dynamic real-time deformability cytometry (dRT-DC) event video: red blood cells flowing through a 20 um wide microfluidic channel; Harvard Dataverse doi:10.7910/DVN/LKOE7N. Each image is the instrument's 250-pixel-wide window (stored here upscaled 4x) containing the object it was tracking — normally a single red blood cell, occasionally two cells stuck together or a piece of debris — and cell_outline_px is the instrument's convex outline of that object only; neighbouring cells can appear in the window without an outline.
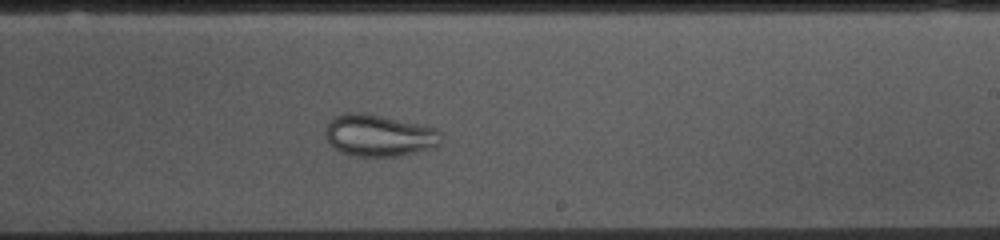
{"species": "common noctule bat (a hibernating species)", "species_latin": "Nyctalus noctula", "temperature_condition": "cold", "stored_images_in_passage": 54, "camera_frame_rate_fps": 3000, "um_per_image_px": 0.085, "animal": {"sex": "female", "body_mass_g": 10.0, "forearm_length_mm": 53.1}, "frame": {"image": 1, "passage_image": 31, "time_ms": 10.0, "image_size_px": [1000, 240], "cell_outline_px": [[444, 136], [440, 144], [436, 148], [400, 156], [352, 156], [340, 152], [332, 148], [328, 144], [324, 136], [324, 128], [328, 120], [344, 112], [364, 112], [424, 124], [436, 128], [444, 132]], "centroid_in_image_um": [32.23, 11.51], "position_along_channel_um": 256.8, "area_um2": 29.42}}
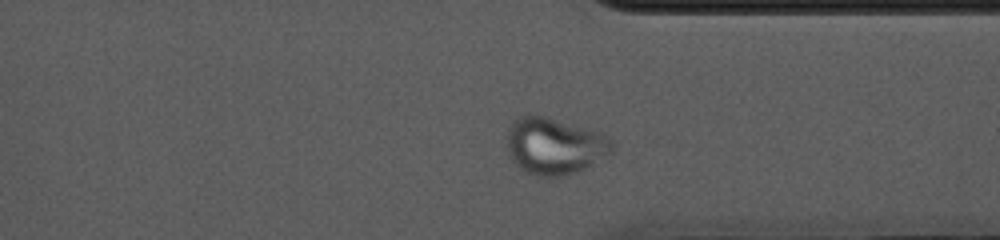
{"frame": {"image": 2, "passage_image": 40, "time_ms": 13.0, "image_size_px": [1000, 240], "cell_outline_px": [[612, 152], [584, 168], [576, 172], [564, 176], [536, 176], [524, 172], [512, 160], [508, 152], [504, 140], [508, 128], [516, 116], [528, 112], [544, 116], [584, 128], [608, 136], [612, 144]], "centroid_in_image_um": [47.02, 12.39], "position_along_channel_um": 364.4, "area_um2": 34.91}}
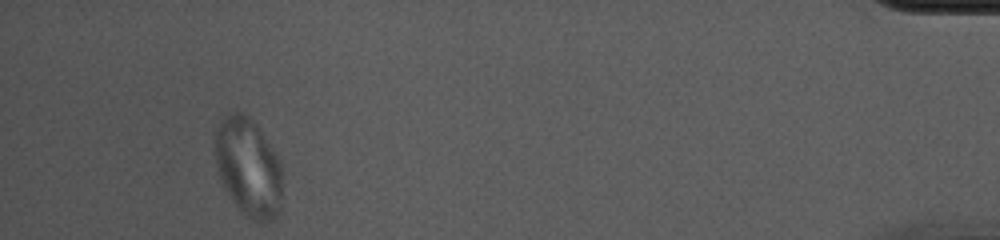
{"frame": {"image": 3, "passage_image": 50, "time_ms": 16.333, "image_size_px": [1000, 240], "cell_outline_px": [[280, 212], [272, 220], [264, 224], [256, 224], [228, 196], [224, 188], [216, 164], [216, 128], [220, 120], [228, 112], [240, 112], [248, 116], [260, 128], [276, 156], [280, 164]], "centroid_in_image_um": [21.1, 14.23], "position_along_channel_um": 414.1, "area_um2": 38.26}}